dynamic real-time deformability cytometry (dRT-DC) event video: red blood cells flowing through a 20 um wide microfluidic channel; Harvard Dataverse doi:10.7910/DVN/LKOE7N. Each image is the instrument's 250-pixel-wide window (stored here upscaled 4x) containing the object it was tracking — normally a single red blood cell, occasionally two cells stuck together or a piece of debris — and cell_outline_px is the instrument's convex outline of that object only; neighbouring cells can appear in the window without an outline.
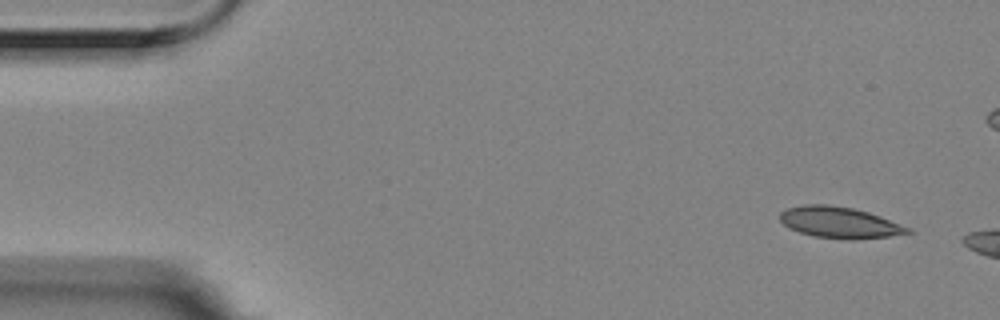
{"species": "Egyptian fruit bat (a non-hibernating species)", "species_latin": "Rousettus aegyptiacus", "temperature_condition": "room temperature", "stored_images_in_passage": 2, "camera_frame_rate_fps": 3000, "um_per_image_px": 0.085, "animal": {"sex": "female"}, "frame": {"image": 1, "passage_image": 1, "time_ms": 0.0, "image_size_px": [1000, 320], "cell_outline_px": [[912, 232], [888, 236], [852, 240], [812, 236], [788, 228], [780, 220], [780, 212], [788, 208], [804, 204], [824, 204], [852, 208], [868, 212], [880, 216], [912, 228]], "centroid_in_image_um": [71.35, 18.91], "position_along_channel_um": 13.6, "area_um2": 23.18}}